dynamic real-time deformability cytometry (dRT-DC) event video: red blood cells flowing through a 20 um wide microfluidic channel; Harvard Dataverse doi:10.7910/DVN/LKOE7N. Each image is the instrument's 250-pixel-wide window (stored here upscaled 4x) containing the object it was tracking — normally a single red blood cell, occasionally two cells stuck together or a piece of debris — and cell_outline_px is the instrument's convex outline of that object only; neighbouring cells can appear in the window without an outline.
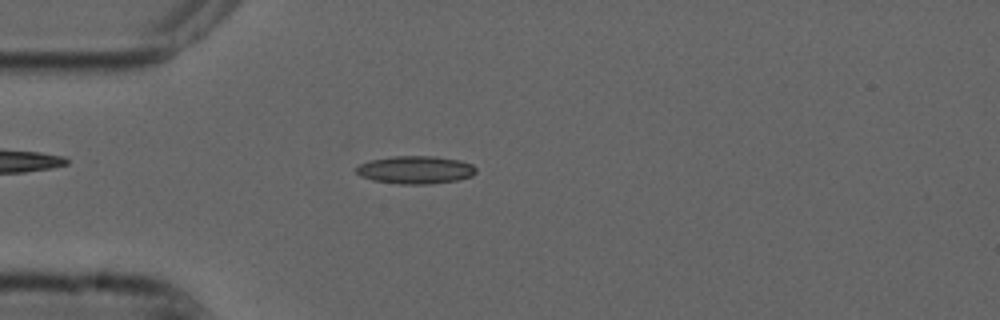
{"species": "common noctule bat (a hibernating species)", "species_latin": "Nyctalus noctula", "temperature_condition": "cold", "stored_images_in_passage": 44, "camera_frame_rate_fps": 3000, "um_per_image_px": 0.085, "animal": {"sex": "male", "forearm_length_mm": 52.5}, "frame": {"image": 1, "passage_image": 4, "time_ms": 1.0, "image_size_px": [1000, 320], "cell_outline_px": [[476, 172], [472, 176], [456, 180], [428, 184], [400, 184], [372, 180], [360, 176], [356, 172], [356, 168], [360, 164], [372, 160], [392, 156], [436, 156], [460, 160], [472, 164], [476, 168]], "centroid_in_image_um": [35.33, 14.43], "position_along_channel_um": 49.7, "area_um2": 19.42}}
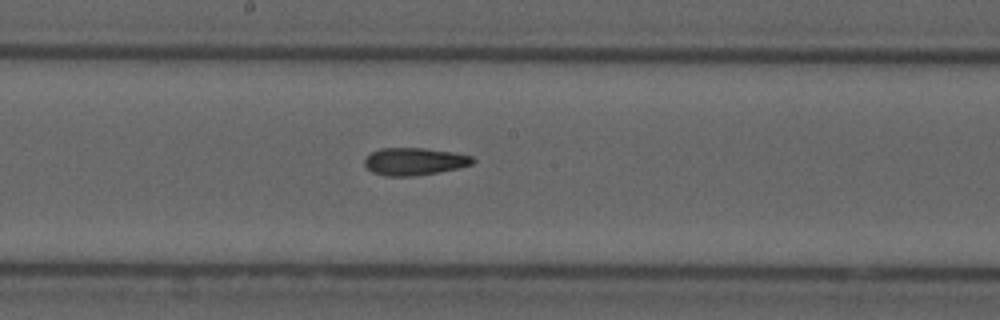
{"frame": {"image": 2, "passage_image": 18, "time_ms": 5.667, "image_size_px": [1000, 320], "cell_outline_px": [[476, 160], [472, 164], [456, 168], [436, 172], [412, 176], [384, 176], [372, 172], [364, 164], [364, 160], [372, 152], [380, 148], [424, 148], [452, 152], [472, 156]], "centroid_in_image_um": [35.2, 13.72], "position_along_channel_um": 213.0, "area_um2": 17.11}}
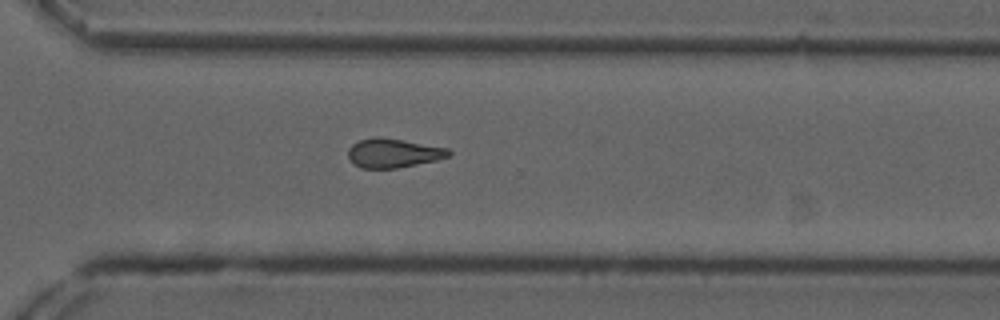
{"frame": {"image": 3, "passage_image": 28, "time_ms": 9.0, "image_size_px": [1000, 320], "cell_outline_px": [[452, 152], [448, 156], [436, 160], [396, 168], [360, 168], [348, 156], [348, 148], [352, 144], [360, 140], [376, 136], [380, 136], [448, 148]], "centroid_in_image_um": [33.42, 13.0], "position_along_channel_um": 337.2, "area_um2": 16.88}, "authors_computed_cell_mechanics": {"area_um2": 17.4556, "velocity_mm_per_s": 3.7392, "shape_relaxation_time_tau1_ms": null, "shape_relaxation_time_tau2_ms": 5.4873, "deformation_change_tau1": null, "deformation_change_tau2": 0.1432}}